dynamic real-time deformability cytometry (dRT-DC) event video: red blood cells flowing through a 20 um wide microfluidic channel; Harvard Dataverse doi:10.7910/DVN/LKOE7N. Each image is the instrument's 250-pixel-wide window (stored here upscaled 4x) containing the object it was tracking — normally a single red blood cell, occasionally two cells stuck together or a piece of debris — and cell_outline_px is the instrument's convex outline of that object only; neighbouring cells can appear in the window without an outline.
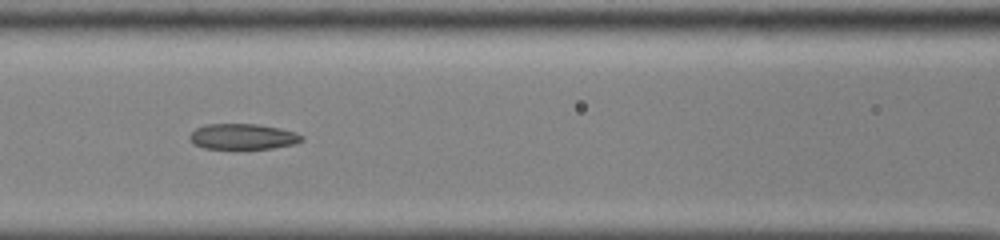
{"species": "common noctule bat (a hibernating species)", "species_latin": "Nyctalus noctula", "temperature_condition": "cold", "stored_images_in_passage": 35, "camera_frame_rate_fps": 3000, "um_per_image_px": 0.085, "animal": {"sex": "male", "body_mass_g": 13.0, "forearm_length_mm": 53.1}, "frame": {"image": 1, "passage_image": 8, "time_ms": 2.333, "image_size_px": [1000, 240], "cell_outline_px": [[304, 140], [292, 144], [272, 148], [204, 148], [196, 144], [188, 136], [196, 128], [208, 124], [256, 124], [296, 132], [304, 136]], "centroid_in_image_um": [20.66, 11.6], "position_along_channel_um": 145.9, "area_um2": 16.36}}
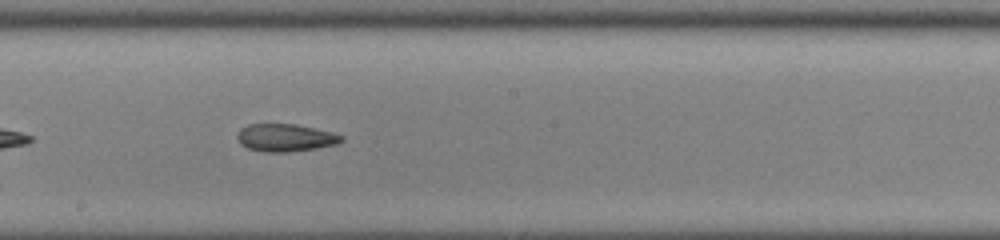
{"frame": {"image": 2, "passage_image": 14, "time_ms": 4.333, "image_size_px": [1000, 240], "cell_outline_px": [[344, 140], [336, 144], [316, 148], [288, 152], [264, 152], [248, 148], [240, 144], [236, 136], [240, 128], [248, 124], [296, 124], [332, 132], [344, 136]], "centroid_in_image_um": [24.24, 11.7], "position_along_channel_um": 224.0, "area_um2": 16.82}}
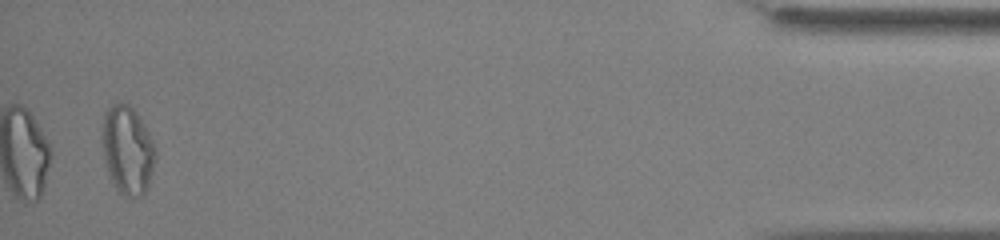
{"frame": {"image": 3, "passage_image": 35, "time_ms": 11.333, "image_size_px": [1000, 240], "cell_outline_px": [[156, 156], [148, 188], [140, 196], [120, 196], [112, 184], [104, 160], [100, 136], [104, 112], [112, 104], [128, 104], [136, 112], [152, 140], [156, 148]], "centroid_in_image_um": [10.8, 12.78], "position_along_channel_um": 424.4, "area_um2": 27.74}}